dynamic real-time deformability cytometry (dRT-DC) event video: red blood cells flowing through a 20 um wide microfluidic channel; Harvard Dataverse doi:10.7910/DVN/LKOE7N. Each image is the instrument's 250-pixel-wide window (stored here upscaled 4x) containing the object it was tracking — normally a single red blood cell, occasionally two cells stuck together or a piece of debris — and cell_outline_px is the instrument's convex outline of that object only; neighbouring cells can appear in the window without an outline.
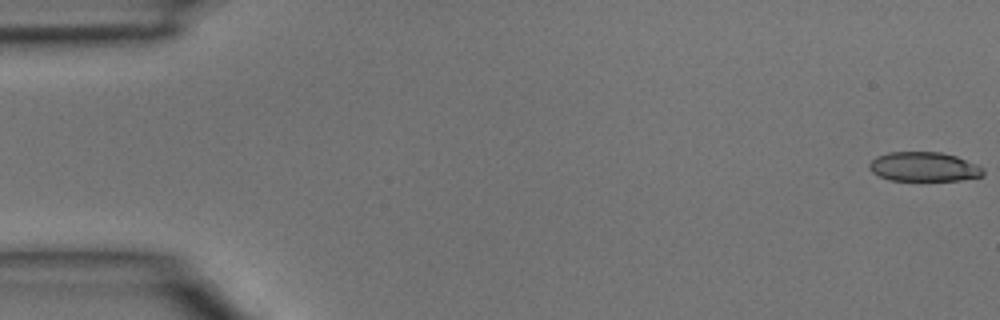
{"species": "common noctule bat (a hibernating species)", "species_latin": "Nyctalus noctula", "temperature_condition": "room temperature", "stored_images_in_passage": 44, "camera_frame_rate_fps": 3000, "um_per_image_px": 0.085, "animal": {"sex": "male", "body_mass_g": 15.6}, "frame": {"image": 1, "passage_image": 1, "time_ms": 0.0, "image_size_px": [1000, 320], "cell_outline_px": [[984, 176], [960, 180], [888, 180], [872, 172], [868, 168], [868, 164], [876, 156], [888, 152], [940, 152], [956, 156], [976, 164], [984, 168]], "centroid_in_image_um": [78.52, 14.17], "position_along_channel_um": 6.5, "area_um2": 19.54}}
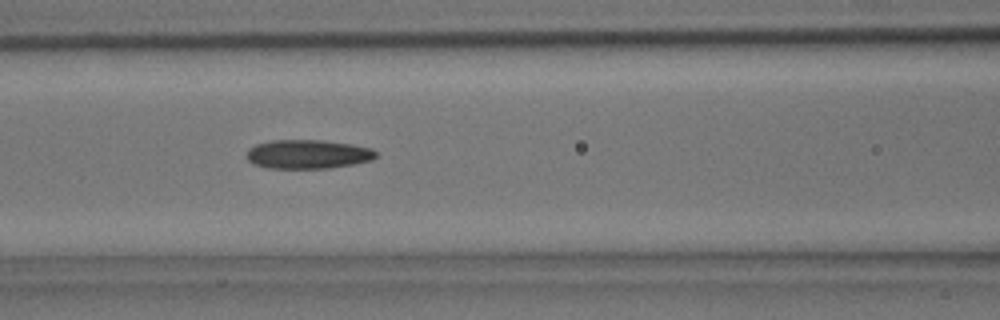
{"frame": {"image": 2, "passage_image": 19, "time_ms": 6.0, "image_size_px": [1000, 320], "cell_outline_px": [[376, 156], [372, 160], [352, 164], [328, 168], [268, 168], [252, 164], [244, 156], [248, 148], [256, 144], [272, 140], [324, 140], [352, 144], [372, 148], [376, 152]], "centroid_in_image_um": [26.12, 13.1], "position_along_channel_um": 140.5, "area_um2": 22.02}}
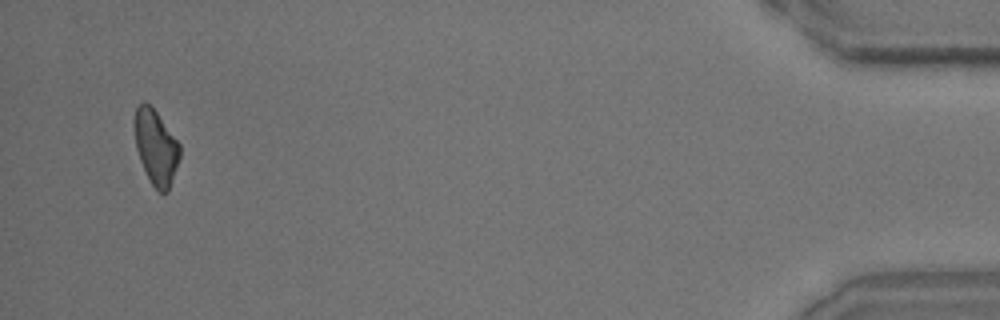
{"frame": {"image": 3, "passage_image": 43, "time_ms": 14.0, "image_size_px": [1000, 320], "cell_outline_px": [[180, 156], [168, 192], [160, 192], [152, 184], [140, 160], [136, 148], [136, 108], [144, 100], [156, 112], [180, 144]], "centroid_in_image_um": [13.28, 12.53], "position_along_channel_um": 421.9, "area_um2": 19.02}}